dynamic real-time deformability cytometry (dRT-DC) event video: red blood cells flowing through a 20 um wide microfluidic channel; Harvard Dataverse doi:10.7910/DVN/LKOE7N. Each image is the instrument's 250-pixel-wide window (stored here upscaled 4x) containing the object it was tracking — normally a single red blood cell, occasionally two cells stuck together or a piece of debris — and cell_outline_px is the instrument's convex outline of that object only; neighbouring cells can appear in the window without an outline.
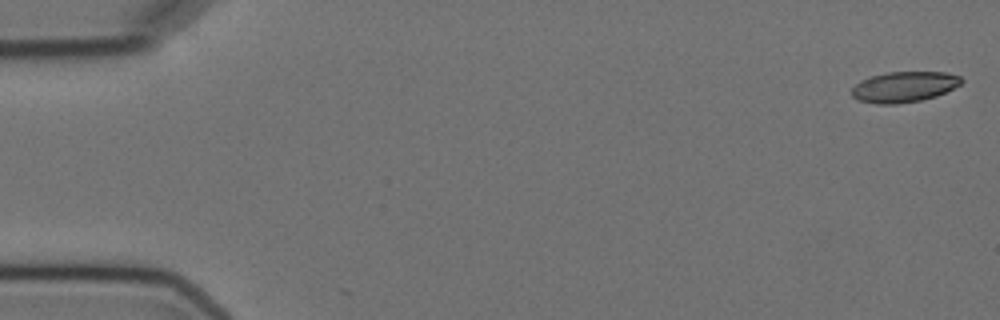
{"species": "Egyptian fruit bat (a non-hibernating species)", "species_latin": "Rousettus aegyptiacus", "temperature_condition": "cold", "stored_images_in_passage": 5, "camera_frame_rate_fps": 3000, "um_per_image_px": 0.085, "animal": {"sex": "female"}, "frame": {"image": 1, "passage_image": 1, "time_ms": 0.0, "image_size_px": [1000, 320], "cell_outline_px": [[964, 80], [960, 84], [936, 96], [920, 100], [896, 104], [876, 104], [856, 100], [852, 96], [852, 88], [860, 80], [872, 76], [888, 72], [944, 72], [960, 76]], "centroid_in_image_um": [76.82, 7.38], "position_along_channel_um": 8.2, "area_um2": 19.48}}
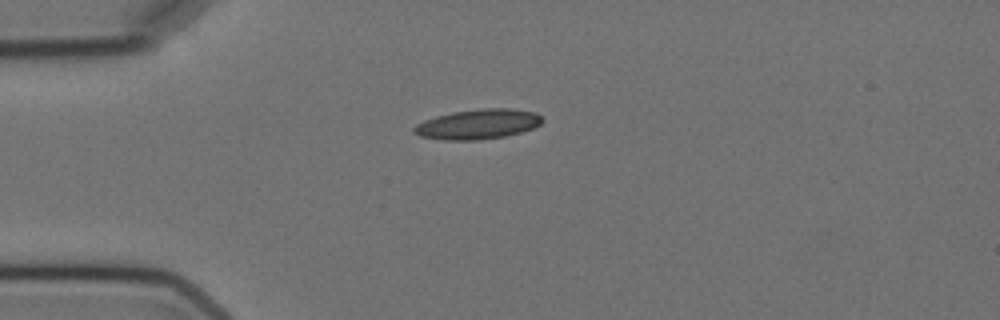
{"frame": {"image": 2, "passage_image": 4, "time_ms": 4.333, "image_size_px": [1000, 320], "cell_outline_px": [[544, 120], [540, 124], [532, 128], [520, 132], [504, 136], [476, 140], [444, 140], [420, 136], [412, 132], [412, 128], [416, 124], [424, 120], [436, 116], [452, 112], [484, 108], [508, 108], [536, 112]], "centroid_in_image_um": [40.59, 10.55], "position_along_channel_um": 44.4, "area_um2": 22.31}}